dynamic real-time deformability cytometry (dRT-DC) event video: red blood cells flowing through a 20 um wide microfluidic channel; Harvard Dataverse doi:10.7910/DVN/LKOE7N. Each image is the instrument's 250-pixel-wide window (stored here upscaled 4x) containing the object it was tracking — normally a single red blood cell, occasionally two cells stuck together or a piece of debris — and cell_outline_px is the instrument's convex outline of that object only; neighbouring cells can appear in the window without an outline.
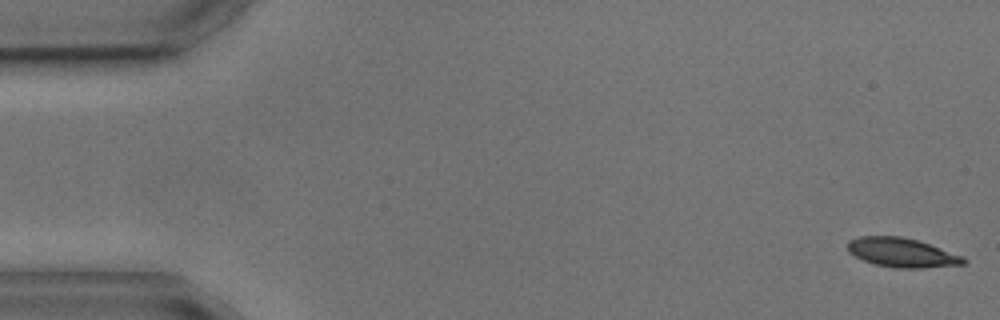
{"species": "common noctule bat (a hibernating species)", "species_latin": "Nyctalus noctula", "temperature_condition": "cold", "stored_images_in_passage": 4, "camera_frame_rate_fps": 3000, "um_per_image_px": 0.085, "animal": {"sex": "male", "body_mass_g": 17.9, "forearm_length_mm": 54.2}, "frame": {"image": 1, "passage_image": 1, "time_ms": 0.0, "image_size_px": [1000, 320], "cell_outline_px": [[968, 260], [964, 264], [924, 268], [896, 268], [876, 264], [864, 260], [848, 252], [848, 240], [860, 236], [900, 236], [916, 240], [964, 256]], "centroid_in_image_um": [76.67, 21.47], "position_along_channel_um": 8.3, "area_um2": 19.59}}
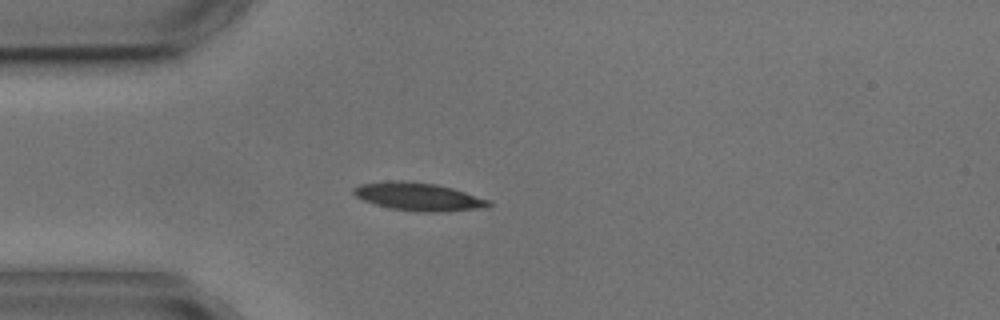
{"frame": {"image": 2, "passage_image": 4, "time_ms": 4.333, "image_size_px": [1000, 320], "cell_outline_px": [[492, 204], [488, 208], [436, 212], [424, 212], [392, 208], [376, 204], [364, 200], [356, 196], [352, 192], [352, 188], [360, 184], [388, 180], [408, 180], [436, 184], [452, 188], [492, 200]], "centroid_in_image_um": [35.61, 16.7], "position_along_channel_um": 49.4, "area_um2": 22.2}}